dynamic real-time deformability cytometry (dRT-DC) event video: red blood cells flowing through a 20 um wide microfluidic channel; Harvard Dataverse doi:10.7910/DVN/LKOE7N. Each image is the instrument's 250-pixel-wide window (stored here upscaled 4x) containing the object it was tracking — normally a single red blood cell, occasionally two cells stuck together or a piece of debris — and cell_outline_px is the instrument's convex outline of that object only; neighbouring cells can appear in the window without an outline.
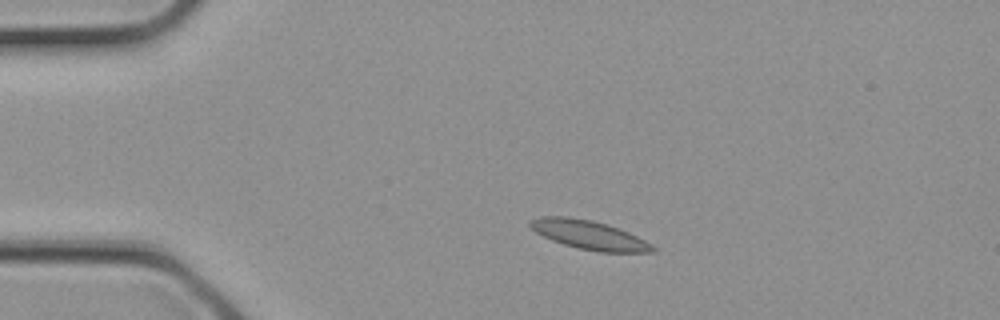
{"species": "common noctule bat (a hibernating species)", "species_latin": "Nyctalus noctula", "temperature_condition": "cold", "stored_images_in_passage": 3, "camera_frame_rate_fps": 3000, "um_per_image_px": 0.085, "animal": {"sex": "female", "body_mass_g": 21.9}, "frame": {"image": 1, "passage_image": 2, "time_ms": 0.333, "image_size_px": [1000, 320], "cell_outline_px": [[656, 252], [600, 252], [580, 248], [564, 244], [552, 240], [536, 232], [528, 224], [528, 220], [540, 216], [568, 216], [592, 220], [608, 224], [628, 232], [652, 244], [656, 248]], "centroid_in_image_um": [50.07, 19.95], "position_along_channel_um": 34.9, "area_um2": 20.58}}